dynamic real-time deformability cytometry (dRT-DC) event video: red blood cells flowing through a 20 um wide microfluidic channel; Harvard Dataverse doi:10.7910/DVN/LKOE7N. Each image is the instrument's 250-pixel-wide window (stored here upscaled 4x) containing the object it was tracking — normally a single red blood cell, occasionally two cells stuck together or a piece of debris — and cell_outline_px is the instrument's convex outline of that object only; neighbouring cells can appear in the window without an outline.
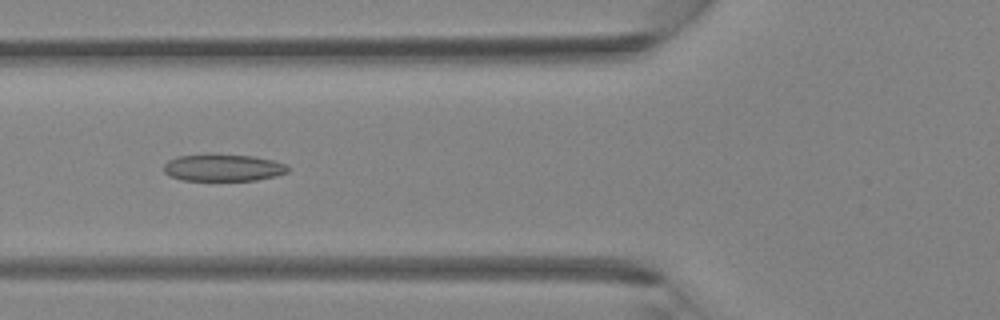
{"species": "Egyptian fruit bat (a non-hibernating species)", "species_latin": "Rousettus aegyptiacus", "temperature_condition": "room temperature", "stored_images_in_passage": 35, "camera_frame_rate_fps": 3000, "um_per_image_px": 0.085, "animal": {"sex": "female"}, "frame": {"image": 1, "passage_image": 10, "time_ms": 3.0, "image_size_px": [1000, 320], "cell_outline_px": [[288, 172], [276, 176], [256, 180], [180, 180], [168, 176], [164, 172], [164, 164], [168, 160], [176, 156], [208, 152], [212, 152], [252, 156], [272, 160], [284, 164], [288, 168]], "centroid_in_image_um": [18.88, 14.22], "position_along_channel_um": 106.9, "area_um2": 20.11}}
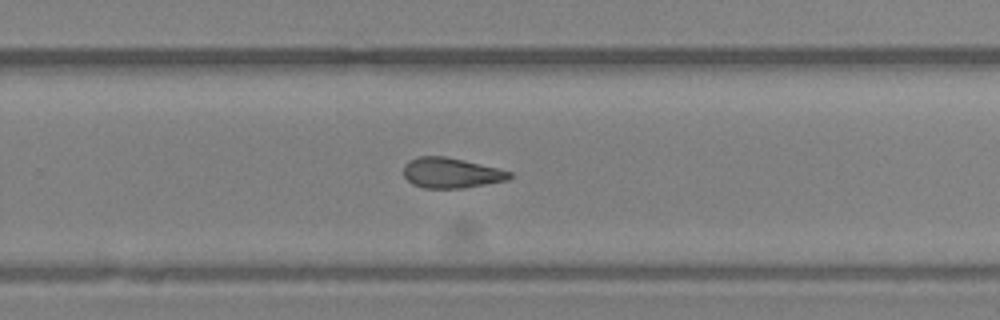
{"frame": {"image": 2, "passage_image": 21, "time_ms": 6.667, "image_size_px": [1000, 320], "cell_outline_px": [[512, 176], [508, 180], [460, 188], [424, 188], [412, 184], [404, 176], [404, 164], [408, 160], [416, 156], [444, 156], [464, 160], [512, 172]], "centroid_in_image_um": [38.3, 14.69], "position_along_channel_um": 291.5, "area_um2": 18.61}}
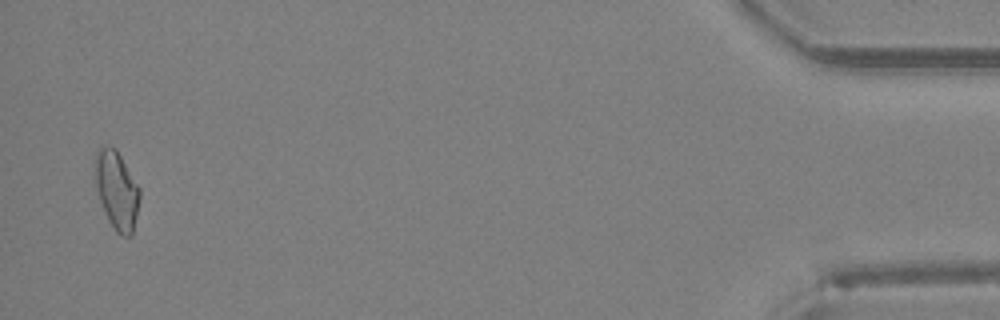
{"frame": {"image": 3, "passage_image": 34, "time_ms": 11.0, "image_size_px": [1000, 320], "cell_outline_px": [[140, 196], [132, 236], [120, 236], [116, 232], [108, 220], [100, 200], [92, 176], [92, 164], [96, 148], [116, 148], [140, 188]], "centroid_in_image_um": [9.87, 16.14], "position_along_channel_um": 425.3, "area_um2": 20.75}}